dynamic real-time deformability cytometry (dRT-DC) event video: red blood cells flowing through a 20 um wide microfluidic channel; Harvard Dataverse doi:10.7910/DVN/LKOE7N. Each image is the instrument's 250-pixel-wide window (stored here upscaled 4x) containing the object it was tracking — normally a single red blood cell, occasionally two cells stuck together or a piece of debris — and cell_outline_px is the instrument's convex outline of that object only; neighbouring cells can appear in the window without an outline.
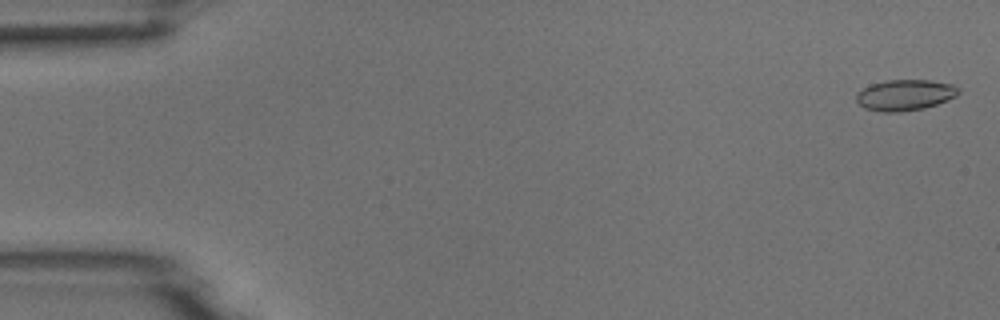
{"species": "common noctule bat (a hibernating species)", "species_latin": "Nyctalus noctula", "temperature_condition": "room temperature", "stored_images_in_passage": 54, "camera_frame_rate_fps": 3000, "um_per_image_px": 0.085, "animal": {"sex": "male", "body_mass_g": 18.8}, "frame": {"image": 1, "passage_image": 2, "time_ms": 0.333, "image_size_px": [1000, 320], "cell_outline_px": [[960, 92], [956, 96], [948, 100], [924, 108], [900, 112], [880, 112], [864, 108], [856, 100], [856, 92], [872, 84], [888, 80], [932, 80], [952, 84], [960, 88]], "centroid_in_image_um": [76.93, 8.08], "position_along_channel_um": 8.1, "area_um2": 18.5}}
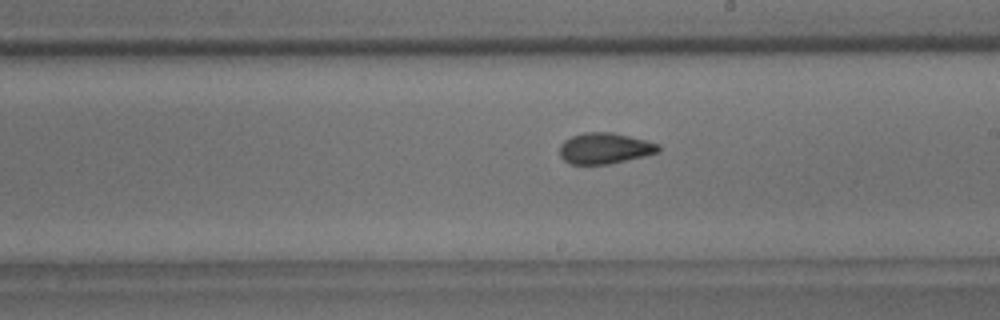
{"frame": {"image": 2, "passage_image": 31, "time_ms": 10.0, "image_size_px": [1000, 320], "cell_outline_px": [[660, 152], [644, 156], [608, 164], [568, 164], [560, 156], [560, 144], [564, 140], [572, 136], [584, 132], [612, 132], [660, 144]], "centroid_in_image_um": [51.39, 12.61], "position_along_channel_um": 237.6, "area_um2": 17.8}}
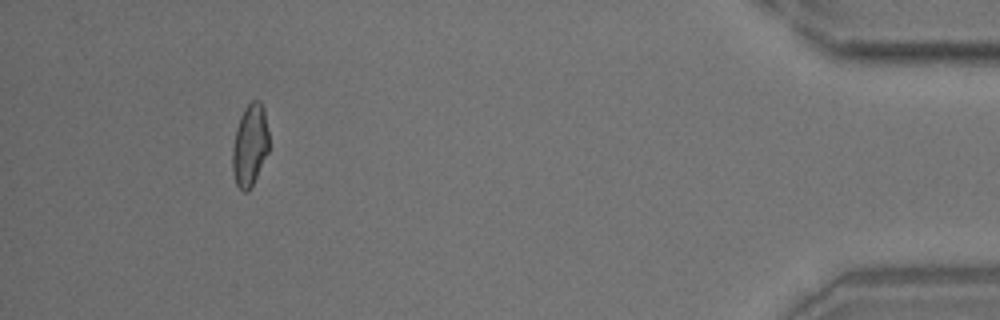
{"frame": {"image": 3, "passage_image": 50, "time_ms": 16.333, "image_size_px": [1000, 320], "cell_outline_px": [[268, 152], [248, 192], [244, 192], [236, 184], [232, 168], [232, 148], [236, 128], [240, 116], [244, 108], [252, 100], [260, 100], [264, 108], [268, 132]], "centroid_in_image_um": [21.23, 12.3], "position_along_channel_um": 414.0, "area_um2": 17.34}}